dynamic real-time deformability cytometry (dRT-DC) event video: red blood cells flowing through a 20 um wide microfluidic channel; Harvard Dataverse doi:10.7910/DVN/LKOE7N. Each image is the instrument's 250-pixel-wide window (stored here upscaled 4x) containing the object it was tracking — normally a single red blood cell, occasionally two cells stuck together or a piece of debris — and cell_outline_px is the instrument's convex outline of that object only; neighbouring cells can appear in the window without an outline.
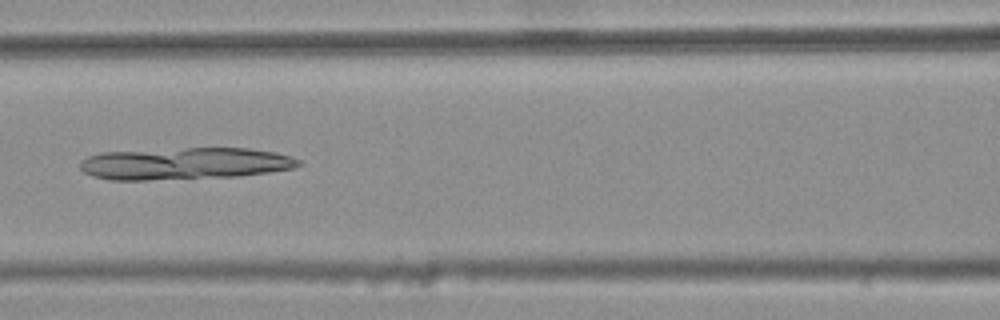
{"species": "common noctule bat (a hibernating species)", "species_latin": "Nyctalus noctula", "temperature_condition": "warm", "stored_images_in_passage": 4, "camera_frame_rate_fps": 3000, "um_per_image_px": 0.085, "animal": {"sex": "female", "body_mass_g": 25.1}, "frame": {"image": 1, "passage_image": 4, "time_ms": 1.0, "image_size_px": [1000, 320], "cell_outline_px": [[300, 164], [292, 168], [268, 172], [236, 176], [148, 180], [108, 180], [92, 176], [84, 172], [80, 168], [80, 160], [88, 156], [100, 152], [184, 148], [248, 148], [276, 152], [292, 156], [300, 160]], "centroid_in_image_um": [15.66, 13.89], "position_along_channel_um": 150.9, "area_um2": 40.81}}